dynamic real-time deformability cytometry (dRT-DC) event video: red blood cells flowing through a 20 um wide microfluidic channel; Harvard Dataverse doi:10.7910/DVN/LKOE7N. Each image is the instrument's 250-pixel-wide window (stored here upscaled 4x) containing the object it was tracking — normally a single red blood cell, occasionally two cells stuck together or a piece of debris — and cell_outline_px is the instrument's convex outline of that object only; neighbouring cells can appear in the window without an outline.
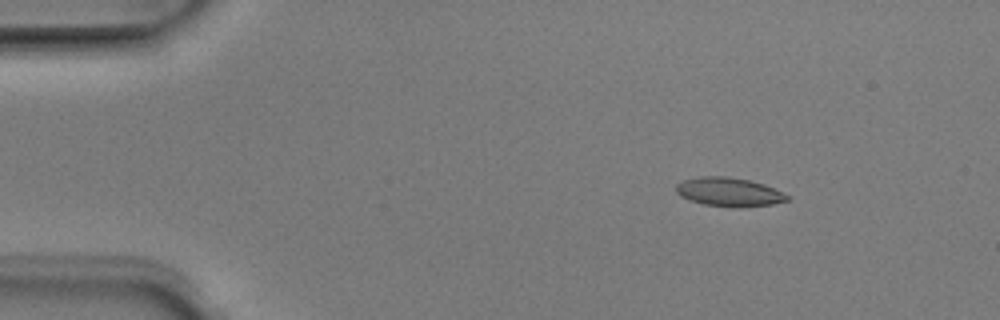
{"species": "Egyptian fruit bat (a non-hibernating species)", "species_latin": "Rousettus aegyptiacus", "temperature_condition": "room temperature", "stored_images_in_passage": 5, "camera_frame_rate_fps": 3000, "um_per_image_px": 0.085, "animal": {"sex": "male"}, "frame": {"image": 1, "passage_image": 2, "time_ms": 0.333, "image_size_px": [1000, 320], "cell_outline_px": [[788, 200], [772, 204], [740, 208], [704, 204], [688, 200], [680, 196], [676, 192], [676, 184], [684, 180], [700, 176], [728, 176], [748, 180], [764, 184], [788, 196]], "centroid_in_image_um": [61.91, 16.32], "position_along_channel_um": 23.1, "area_um2": 18.55}}
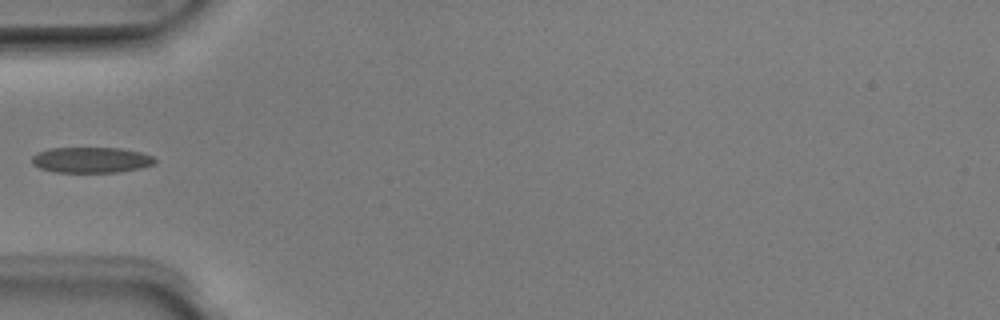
{"frame": {"image": 2, "passage_image": 4, "time_ms": 1.0, "image_size_px": [1000, 320], "cell_outline_px": [[156, 160], [152, 164], [140, 168], [120, 172], [56, 172], [40, 168], [32, 164], [32, 156], [36, 152], [48, 148], [120, 148], [140, 152], [152, 156]], "centroid_in_image_um": [7.71, 13.59], "position_along_channel_um": 77.3, "area_um2": 18.38}}
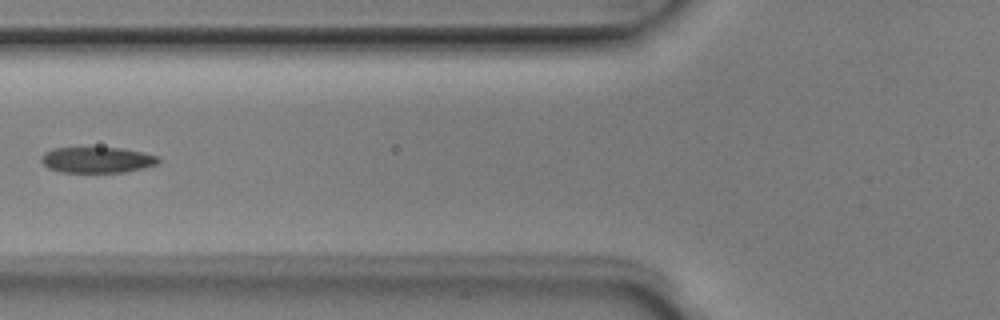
{"frame": {"image": 3, "passage_image": 5, "time_ms": 1.333, "image_size_px": [1000, 320], "cell_outline_px": [[160, 160], [156, 164], [144, 168], [124, 172], [60, 172], [48, 168], [40, 160], [40, 156], [44, 152], [52, 148], [120, 148], [144, 152], [160, 156]], "centroid_in_image_um": [8.25, 13.59], "position_along_channel_um": 117.6, "area_um2": 17.74}}